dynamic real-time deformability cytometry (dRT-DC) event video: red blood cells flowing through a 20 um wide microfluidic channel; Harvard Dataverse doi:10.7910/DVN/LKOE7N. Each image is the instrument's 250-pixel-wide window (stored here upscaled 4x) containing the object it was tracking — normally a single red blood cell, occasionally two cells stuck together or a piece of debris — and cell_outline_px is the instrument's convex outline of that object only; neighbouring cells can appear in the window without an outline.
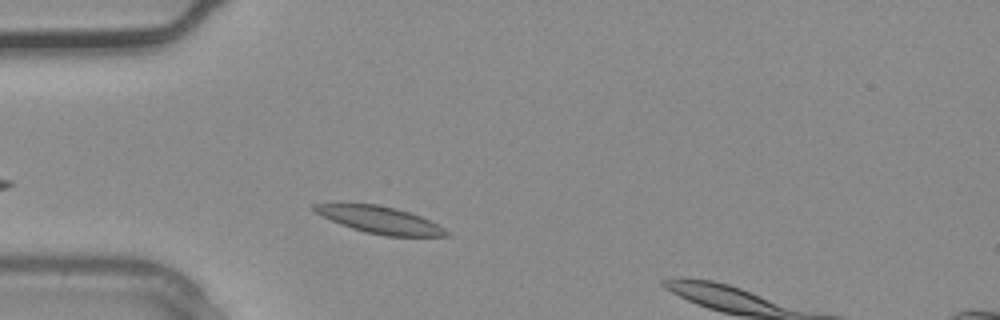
{"species": "common noctule bat (a hibernating species)", "species_latin": "Nyctalus noctula", "temperature_condition": "warm", "stored_images_in_passage": 21, "camera_frame_rate_fps": 3000, "um_per_image_px": 0.085, "animal": {"sex": "male", "body_mass_g": 20.4}, "frame": {"image": 1, "passage_image": 1, "time_ms": 0.0, "image_size_px": [1000, 320], "cell_outline_px": [[452, 236], [384, 236], [364, 232], [340, 224], [316, 212], [312, 208], [312, 204], [376, 204], [396, 208], [420, 216], [452, 232]], "centroid_in_image_um": [32.35, 18.71], "position_along_channel_um": 52.7, "area_um2": 20.52}}